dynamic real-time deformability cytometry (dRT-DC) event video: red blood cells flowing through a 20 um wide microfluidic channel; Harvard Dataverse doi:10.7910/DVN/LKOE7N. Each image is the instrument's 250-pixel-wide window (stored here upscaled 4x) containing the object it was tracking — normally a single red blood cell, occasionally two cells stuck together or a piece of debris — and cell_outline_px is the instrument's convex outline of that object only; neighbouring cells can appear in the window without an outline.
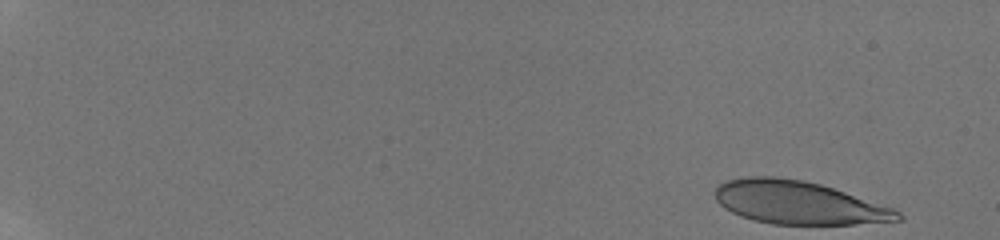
{"species": "human", "species_latin": "Homo sapiens", "temperature_condition": "room temperature", "stored_images_in_passage": 52, "camera_frame_rate_fps": 3000, "um_per_image_px": 0.085, "donor": {"sex": "male"}, "frame": {"image": 1, "passage_image": 1, "time_ms": 0.0, "image_size_px": [1000, 240], "cell_outline_px": [[904, 220], [852, 224], [772, 224], [752, 220], [740, 216], [724, 208], [716, 200], [716, 188], [720, 184], [728, 180], [744, 176], [772, 176], [804, 180], [820, 184], [892, 208], [900, 212], [904, 216]], "centroid_in_image_um": [67.85, 17.22], "position_along_channel_um": 17.2, "area_um2": 45.6}}
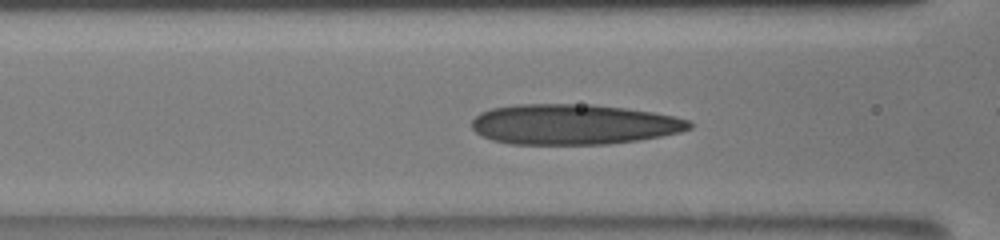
{"frame": {"image": 2, "passage_image": 24, "time_ms": 7.667, "image_size_px": [1000, 240], "cell_outline_px": [[692, 128], [680, 132], [660, 136], [636, 140], [608, 144], [512, 144], [492, 140], [476, 132], [472, 128], [472, 120], [480, 112], [492, 108], [516, 104], [592, 104], [628, 108], [652, 112], [672, 116], [688, 120], [692, 124]], "centroid_in_image_um": [48.74, 10.56], "position_along_channel_um": 117.9, "area_um2": 51.15}}
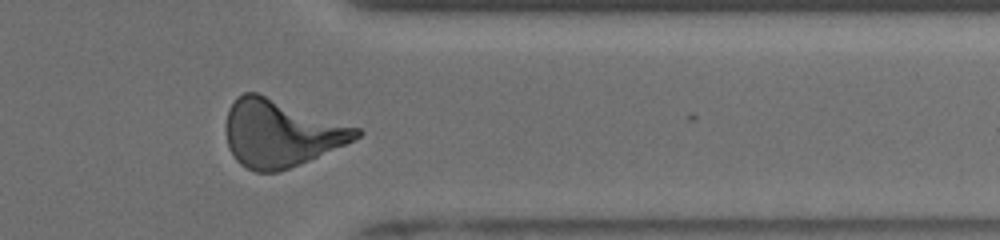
{"frame": {"image": 3, "passage_image": 45, "time_ms": 14.667, "image_size_px": [1000, 240], "cell_outline_px": [[364, 132], [360, 136], [344, 144], [300, 164], [276, 172], [256, 172], [240, 164], [236, 160], [228, 148], [224, 128], [224, 124], [228, 108], [236, 96], [244, 92], [256, 92], [360, 128]], "centroid_in_image_um": [23.8, 11.31], "position_along_channel_um": 387.6, "area_um2": 50.92}, "authors_computed_cell_mechanics": {"area_um2": 48.4942, "velocity_mm_per_s": 3.8791, "shape_relaxation_time_tau1_ms": null, "shape_relaxation_time_tau2_ms": 1.6802, "deformation_change_tau1": null, "deformation_change_tau2": 0.1132}}